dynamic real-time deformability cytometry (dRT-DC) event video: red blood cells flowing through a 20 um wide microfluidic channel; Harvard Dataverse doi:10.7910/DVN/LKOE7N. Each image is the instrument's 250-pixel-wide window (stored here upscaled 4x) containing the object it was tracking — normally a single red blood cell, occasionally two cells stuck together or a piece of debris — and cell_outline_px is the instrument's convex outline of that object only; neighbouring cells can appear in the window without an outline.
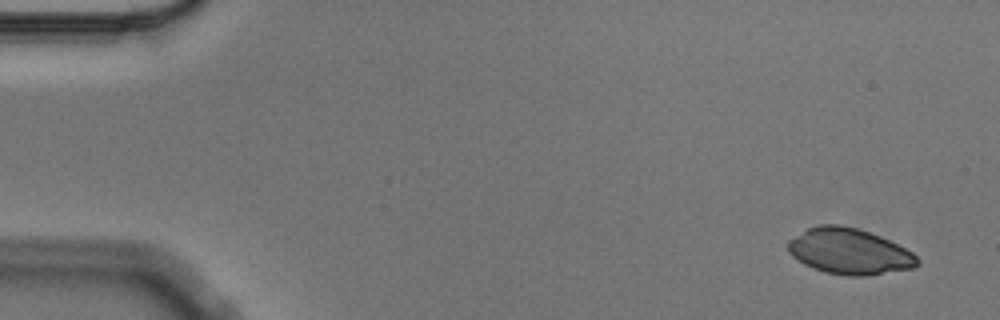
{"species": "Egyptian fruit bat (a non-hibernating species)", "species_latin": "Rousettus aegyptiacus", "temperature_condition": "cold", "stored_images_in_passage": 5, "segment_of_instrument_passage": [1, 2], "camera_frame_rate_fps": 3000, "um_per_image_px": 0.085, "animal": {"sex": "male"}, "frame": {"image": 1, "passage_image": 1, "time_ms": 0.0, "image_size_px": [1000, 320], "cell_outline_px": [[920, 264], [912, 268], [868, 276], [848, 276], [824, 272], [812, 268], [804, 264], [792, 256], [788, 252], [788, 240], [808, 228], [816, 224], [840, 224], [856, 228], [880, 236], [912, 252], [920, 260]], "centroid_in_image_um": [72.17, 21.37], "position_along_channel_um": 12.8, "area_um2": 34.62}}